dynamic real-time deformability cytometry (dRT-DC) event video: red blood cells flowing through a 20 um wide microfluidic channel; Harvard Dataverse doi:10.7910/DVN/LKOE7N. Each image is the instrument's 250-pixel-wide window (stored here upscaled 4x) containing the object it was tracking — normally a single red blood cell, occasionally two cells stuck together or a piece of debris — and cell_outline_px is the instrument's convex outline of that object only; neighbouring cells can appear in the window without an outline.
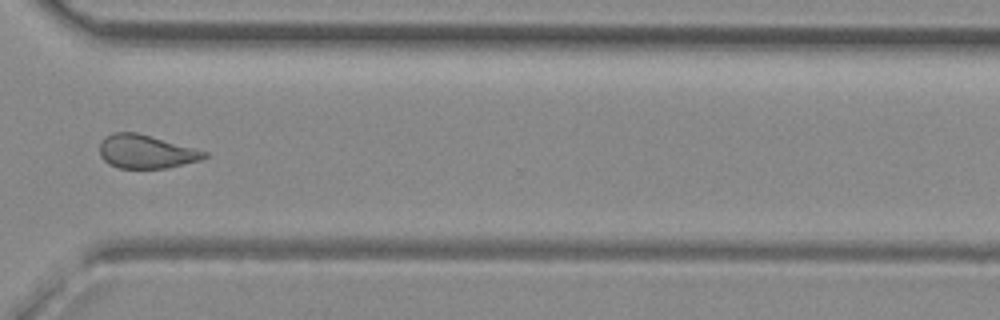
{"species": "common noctule bat (a hibernating species)", "species_latin": "Nyctalus noctula", "temperature_condition": "room temperature", "stored_images_in_passage": 50, "camera_frame_rate_fps": 3000, "um_per_image_px": 0.085, "animal": {"sex": "female", "body_mass_g": 29.2, "forearm_length_mm": 56.3}, "frame": {"image": 1, "passage_image": 36, "time_ms": 11.667, "image_size_px": [1000, 320], "cell_outline_px": [[208, 156], [200, 160], [168, 168], [120, 168], [108, 164], [100, 156], [100, 144], [104, 136], [112, 132], [136, 132], [208, 152]], "centroid_in_image_um": [12.38, 12.89], "position_along_channel_um": 358.2, "area_um2": 20.4}, "authors_computed_cell_mechanics": {"area_um2": 21.386, "velocity_mm_per_s": 4.1231, "shape_relaxation_time_tau1_ms": null, "shape_relaxation_time_tau2_ms": 2.2974, "deformation_change_tau1": null, "deformation_change_tau2": 0.0663}}